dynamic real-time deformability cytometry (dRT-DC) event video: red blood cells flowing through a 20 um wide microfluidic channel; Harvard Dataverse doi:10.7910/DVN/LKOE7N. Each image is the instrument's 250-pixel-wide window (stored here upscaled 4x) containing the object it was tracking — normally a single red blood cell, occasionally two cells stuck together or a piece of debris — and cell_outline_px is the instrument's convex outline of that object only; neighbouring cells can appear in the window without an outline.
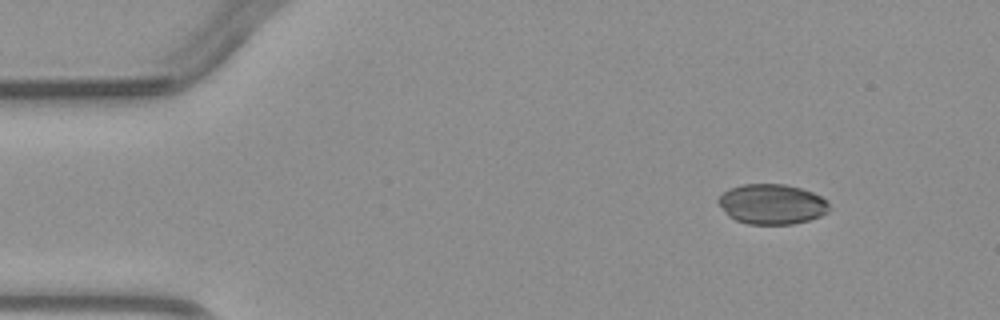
{"species": "common noctule bat (a hibernating species)", "species_latin": "Nyctalus noctula", "temperature_condition": "warm", "stored_images_in_passage": 3, "camera_frame_rate_fps": 3000, "um_per_image_px": 0.085, "animal": {"sex": "male", "body_mass_g": 23.1, "forearm_length_mm": 52.7}, "frame": {"image": 1, "passage_image": 1, "time_ms": 0.0, "image_size_px": [1000, 320], "cell_outline_px": [[832, 208], [828, 212], [820, 216], [808, 220], [792, 224], [748, 224], [736, 220], [728, 216], [716, 200], [728, 188], [744, 184], [784, 184], [800, 188], [812, 192], [828, 200]], "centroid_in_image_um": [65.63, 17.35], "position_along_channel_um": 19.4, "area_um2": 26.07}}
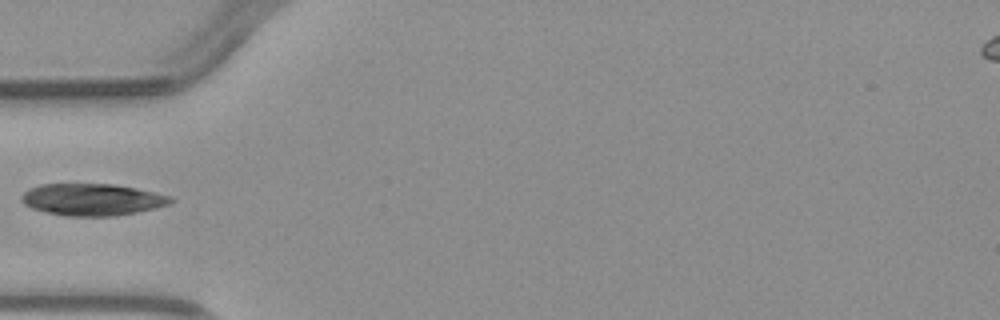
{"frame": {"image": 2, "passage_image": 3, "time_ms": 3.333, "image_size_px": [1000, 320], "cell_outline_px": [[176, 200], [168, 204], [156, 208], [136, 212], [112, 216], [64, 216], [32, 208], [24, 204], [20, 200], [20, 196], [28, 188], [40, 184], [116, 184], [156, 192], [172, 196]], "centroid_in_image_um": [7.84, 16.95], "position_along_channel_um": 77.2, "area_um2": 27.92}}